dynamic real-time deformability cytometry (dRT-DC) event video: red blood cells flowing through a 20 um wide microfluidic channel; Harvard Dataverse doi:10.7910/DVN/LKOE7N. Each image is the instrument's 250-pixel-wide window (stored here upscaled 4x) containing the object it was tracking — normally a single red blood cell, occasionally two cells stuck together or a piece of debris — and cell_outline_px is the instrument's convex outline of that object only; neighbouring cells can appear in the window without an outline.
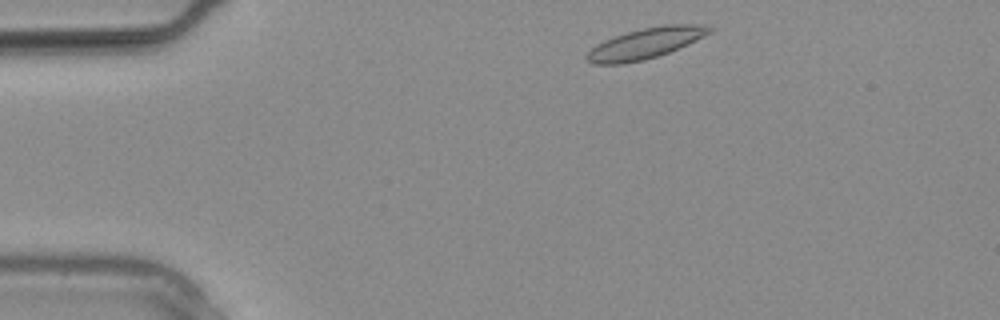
{"species": "common noctule bat (a hibernating species)", "species_latin": "Nyctalus noctula", "temperature_condition": "warm", "stored_images_in_passage": 6, "camera_frame_rate_fps": 3000, "um_per_image_px": 0.085, "animal": {"sex": "male", "body_mass_g": 20.4}, "frame": {"image": 1, "passage_image": 1, "time_ms": 0.0, "image_size_px": [1000, 320], "cell_outline_px": [[716, 28], [712, 32], [704, 36], [668, 52], [644, 60], [624, 64], [592, 64], [584, 56], [596, 44], [604, 40], [628, 32], [644, 28], [664, 24], [696, 24]], "centroid_in_image_um": [54.85, 3.68], "position_along_channel_um": 30.1, "area_um2": 21.68}}